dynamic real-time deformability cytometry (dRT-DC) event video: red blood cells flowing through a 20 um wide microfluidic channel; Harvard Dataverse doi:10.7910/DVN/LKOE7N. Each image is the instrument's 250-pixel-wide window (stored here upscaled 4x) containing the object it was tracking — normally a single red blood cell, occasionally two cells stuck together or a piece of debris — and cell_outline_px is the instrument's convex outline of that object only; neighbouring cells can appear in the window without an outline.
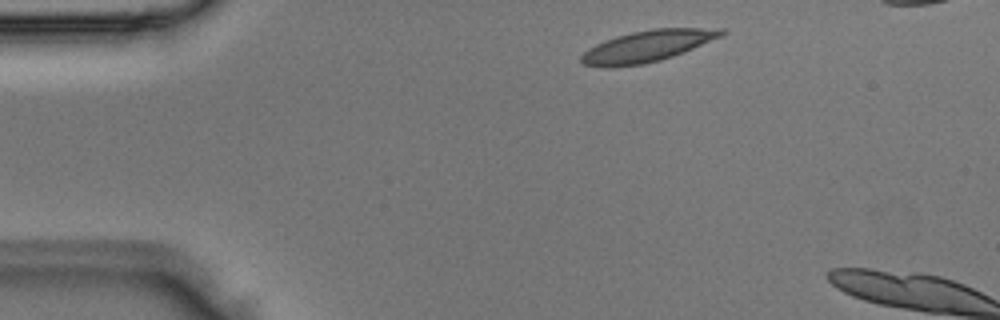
{"species": "Egyptian fruit bat (a non-hibernating species)", "species_latin": "Rousettus aegyptiacus", "temperature_condition": "room temperature", "stored_images_in_passage": 2, "camera_frame_rate_fps": 3000, "um_per_image_px": 0.085, "animal": {"sex": "male"}, "frame": {"image": 1, "passage_image": 1, "time_ms": 0.0, "image_size_px": [1000, 320], "cell_outline_px": [[728, 32], [720, 36], [692, 48], [672, 56], [660, 60], [644, 64], [580, 64], [580, 56], [588, 48], [604, 40], [616, 36], [632, 32], [652, 28], [724, 28]], "centroid_in_image_um": [55.07, 3.86], "position_along_channel_um": 29.9, "area_um2": 24.68}}